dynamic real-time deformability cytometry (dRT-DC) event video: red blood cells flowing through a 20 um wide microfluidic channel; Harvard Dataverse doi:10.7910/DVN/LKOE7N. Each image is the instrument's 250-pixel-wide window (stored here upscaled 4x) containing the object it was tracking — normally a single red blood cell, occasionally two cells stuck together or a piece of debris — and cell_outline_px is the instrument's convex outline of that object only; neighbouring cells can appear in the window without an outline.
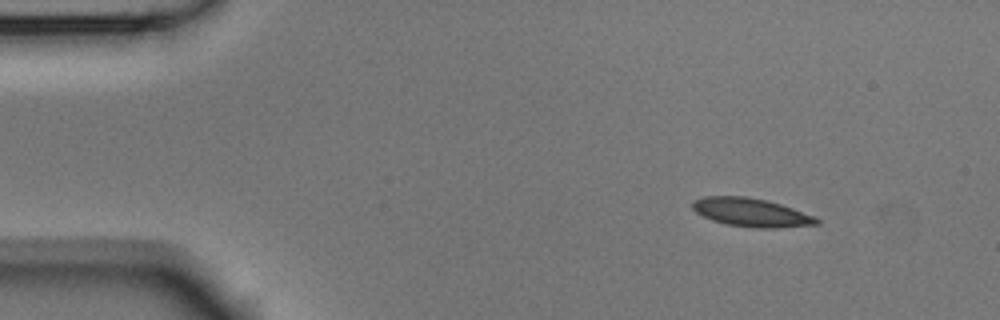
{"species": "Egyptian fruit bat (a non-hibernating species)", "species_latin": "Rousettus aegyptiacus", "temperature_condition": "room temperature", "stored_images_in_passage": 5, "camera_frame_rate_fps": 3000, "um_per_image_px": 0.085, "animal": {"sex": "male"}, "frame": {"image": 1, "passage_image": 1, "time_ms": 0.0, "image_size_px": [1000, 320], "cell_outline_px": [[820, 224], [776, 228], [752, 228], [728, 224], [712, 220], [696, 212], [692, 208], [692, 200], [704, 196], [744, 196], [768, 200], [816, 216], [820, 220]], "centroid_in_image_um": [63.87, 18.05], "position_along_channel_um": 21.1, "area_um2": 20.69}}
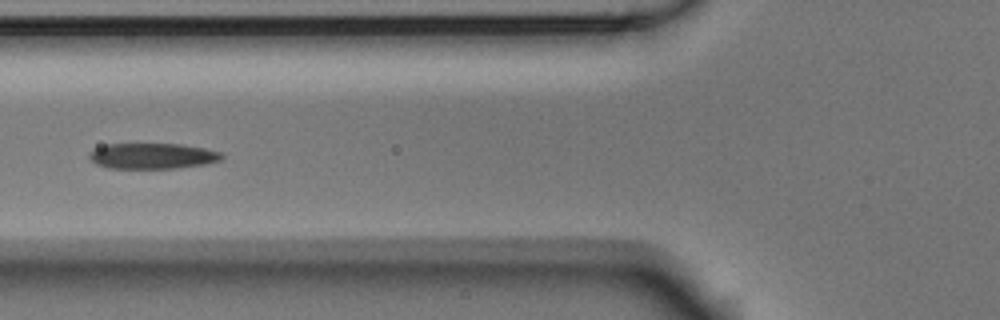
{"frame": {"image": 2, "passage_image": 5, "time_ms": 1.333, "image_size_px": [1000, 320], "cell_outline_px": [[224, 156], [220, 160], [204, 164], [176, 168], [108, 168], [96, 164], [88, 156], [96, 148], [104, 144], [180, 144], [204, 148], [220, 152]], "centroid_in_image_um": [12.95, 13.25], "position_along_channel_um": 112.8, "area_um2": 19.65}}